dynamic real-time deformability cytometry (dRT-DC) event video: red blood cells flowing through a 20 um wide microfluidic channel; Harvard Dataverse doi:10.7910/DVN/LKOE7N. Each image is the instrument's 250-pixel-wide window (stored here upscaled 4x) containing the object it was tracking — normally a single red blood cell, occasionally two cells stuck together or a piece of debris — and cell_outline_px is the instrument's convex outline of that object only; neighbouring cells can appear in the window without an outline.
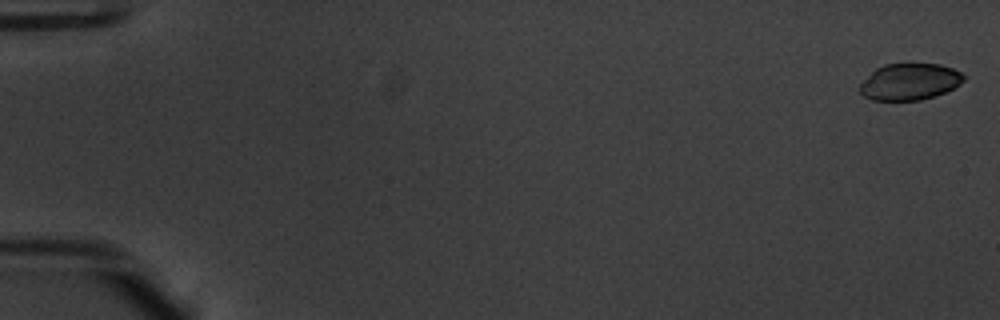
{"species": "common noctule bat (a hibernating species)", "species_latin": "Nyctalus noctula", "temperature_condition": "warm", "stored_images_in_passage": 54, "camera_frame_rate_fps": 3000, "um_per_image_px": 0.085, "animal": {"sex": "male", "body_mass_g": 20.1, "forearm_length_mm": 53.5}, "frame": {"image": 1, "passage_image": 1, "time_ms": 0.0, "image_size_px": [1000, 320], "cell_outline_px": [[964, 80], [960, 84], [944, 92], [920, 100], [872, 100], [864, 96], [860, 92], [860, 84], [876, 68], [884, 64], [940, 64], [952, 68], [960, 72], [964, 76]], "centroid_in_image_um": [77.31, 6.94], "position_along_channel_um": 7.7, "area_um2": 21.85}}
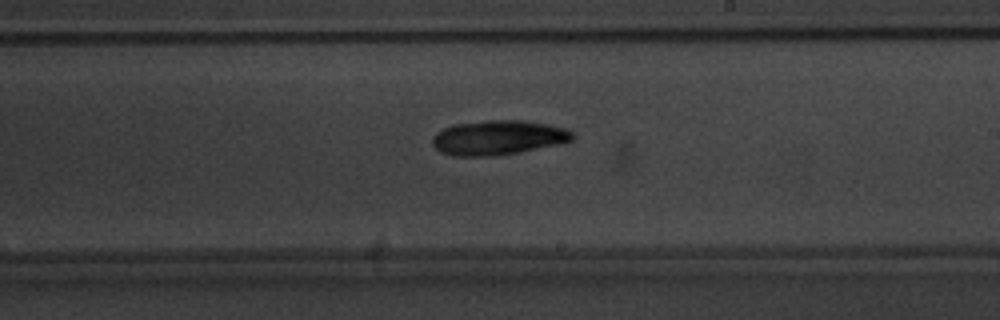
{"frame": {"image": 2, "passage_image": 33, "time_ms": 10.667, "image_size_px": [1000, 320], "cell_outline_px": [[576, 136], [568, 144], [520, 152], [488, 156], [452, 156], [440, 152], [432, 144], [432, 136], [436, 132], [452, 124], [488, 120], [524, 120], [548, 124], [568, 128]], "centroid_in_image_um": [42.41, 11.7], "position_along_channel_um": 246.6, "area_um2": 28.9}}
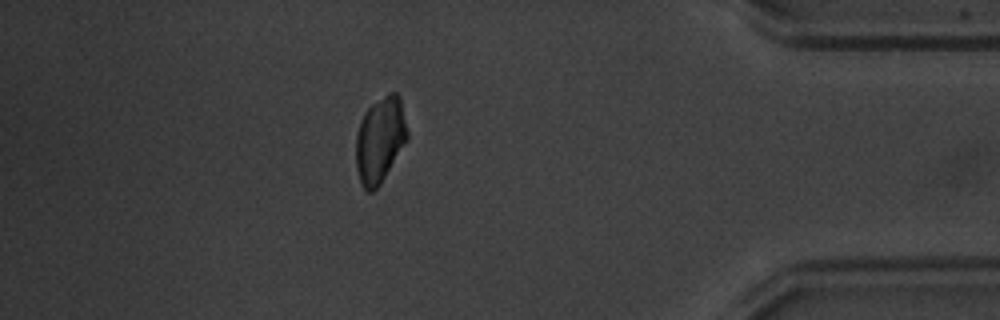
{"frame": {"image": 3, "passage_image": 48, "time_ms": 15.667, "image_size_px": [1000, 320], "cell_outline_px": [[408, 140], [380, 184], [372, 192], [368, 192], [360, 184], [356, 168], [356, 136], [360, 120], [364, 112], [372, 104], [388, 92], [396, 92], [400, 96], [408, 132]], "centroid_in_image_um": [32.3, 11.88], "position_along_channel_um": 402.9, "area_um2": 25.89}, "authors_computed_cell_mechanics": {"area_um2": 26.01, "velocity_mm_per_s": 3.8099, "shape_relaxation_time_tau1_ms": 2.9224, "shape_relaxation_time_tau2_ms": null, "deformation_change_tau1": 0.1086, "deformation_change_tau2": null}}